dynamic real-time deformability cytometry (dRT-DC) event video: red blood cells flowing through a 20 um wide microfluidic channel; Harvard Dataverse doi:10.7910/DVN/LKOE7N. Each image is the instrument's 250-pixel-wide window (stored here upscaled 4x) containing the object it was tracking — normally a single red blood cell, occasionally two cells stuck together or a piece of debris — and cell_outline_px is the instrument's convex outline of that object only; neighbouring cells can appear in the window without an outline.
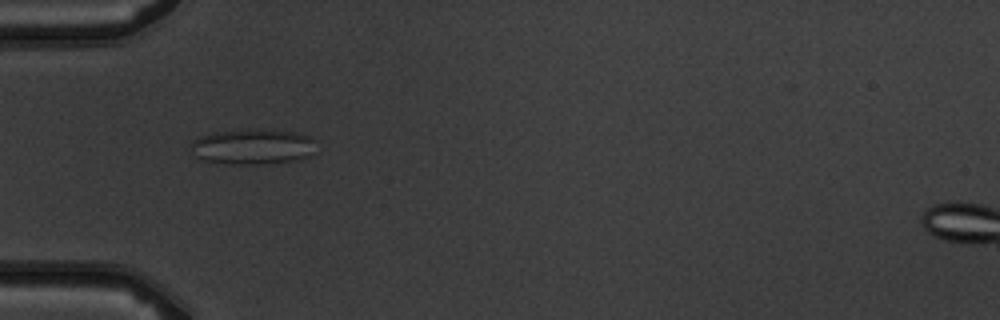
{"species": "common noctule bat (a hibernating species)", "species_latin": "Nyctalus noctula", "temperature_condition": "warm", "stored_images_in_passage": 6, "camera_frame_rate_fps": 3000, "um_per_image_px": 0.085, "animal": {"sex": "male", "body_mass_g": 19.5, "forearm_length_mm": 54.6}, "frame": {"image": 1, "passage_image": 5, "time_ms": 4.667, "image_size_px": [1000, 320], "cell_outline_px": [[312, 152], [308, 156], [300, 160], [272, 164], [224, 164], [200, 160], [188, 148], [188, 144], [192, 140], [200, 136], [216, 132], [248, 128], [252, 128], [300, 132], [308, 136], [312, 140]], "centroid_in_image_um": [21.4, 12.47], "position_along_channel_um": 63.6, "area_um2": 26.53}}
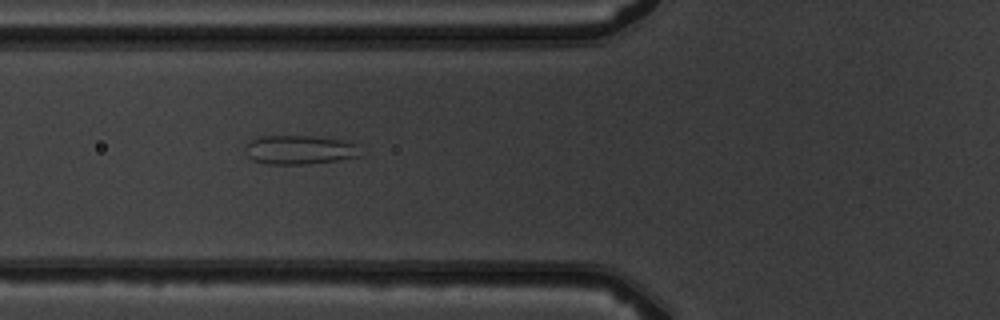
{"frame": {"image": 2, "passage_image": 6, "time_ms": 5.667, "image_size_px": [1000, 320], "cell_outline_px": [[360, 156], [336, 160], [308, 164], [268, 164], [252, 160], [244, 152], [244, 144], [260, 136], [312, 136], [352, 140], [360, 144]], "centroid_in_image_um": [25.5, 12.72], "position_along_channel_um": 100.3, "area_um2": 19.94}}